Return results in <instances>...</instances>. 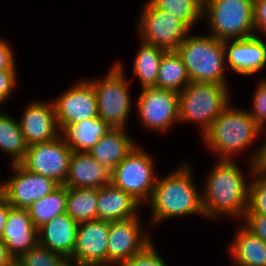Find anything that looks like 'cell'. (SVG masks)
<instances>
[{"mask_svg":"<svg viewBox=\"0 0 266 266\" xmlns=\"http://www.w3.org/2000/svg\"><path fill=\"white\" fill-rule=\"evenodd\" d=\"M111 174V169L101 165L88 152H73L65 186L99 189L111 184Z\"/></svg>","mask_w":266,"mask_h":266,"instance_id":"19","label":"cell"},{"mask_svg":"<svg viewBox=\"0 0 266 266\" xmlns=\"http://www.w3.org/2000/svg\"><path fill=\"white\" fill-rule=\"evenodd\" d=\"M238 228L228 247L234 266H266V242L244 224Z\"/></svg>","mask_w":266,"mask_h":266,"instance_id":"23","label":"cell"},{"mask_svg":"<svg viewBox=\"0 0 266 266\" xmlns=\"http://www.w3.org/2000/svg\"><path fill=\"white\" fill-rule=\"evenodd\" d=\"M255 33L266 36V0H254Z\"/></svg>","mask_w":266,"mask_h":266,"instance_id":"39","label":"cell"},{"mask_svg":"<svg viewBox=\"0 0 266 266\" xmlns=\"http://www.w3.org/2000/svg\"><path fill=\"white\" fill-rule=\"evenodd\" d=\"M10 208V204L3 197L0 198V240L2 239L3 230Z\"/></svg>","mask_w":266,"mask_h":266,"instance_id":"40","label":"cell"},{"mask_svg":"<svg viewBox=\"0 0 266 266\" xmlns=\"http://www.w3.org/2000/svg\"><path fill=\"white\" fill-rule=\"evenodd\" d=\"M192 166L183 161L175 171L158 177L147 202L151 207L150 225L154 226L173 217L205 216L202 192L193 181Z\"/></svg>","mask_w":266,"mask_h":266,"instance_id":"2","label":"cell"},{"mask_svg":"<svg viewBox=\"0 0 266 266\" xmlns=\"http://www.w3.org/2000/svg\"><path fill=\"white\" fill-rule=\"evenodd\" d=\"M154 161L150 153L137 144L112 170L111 184L127 192L142 206L147 204L158 179Z\"/></svg>","mask_w":266,"mask_h":266,"instance_id":"8","label":"cell"},{"mask_svg":"<svg viewBox=\"0 0 266 266\" xmlns=\"http://www.w3.org/2000/svg\"><path fill=\"white\" fill-rule=\"evenodd\" d=\"M262 131L265 130L252 118L249 111L235 108L230 103L202 139L209 152L218 160H235L234 156L255 143Z\"/></svg>","mask_w":266,"mask_h":266,"instance_id":"3","label":"cell"},{"mask_svg":"<svg viewBox=\"0 0 266 266\" xmlns=\"http://www.w3.org/2000/svg\"><path fill=\"white\" fill-rule=\"evenodd\" d=\"M1 240L15 260L38 243V228L27 209L10 208Z\"/></svg>","mask_w":266,"mask_h":266,"instance_id":"18","label":"cell"},{"mask_svg":"<svg viewBox=\"0 0 266 266\" xmlns=\"http://www.w3.org/2000/svg\"><path fill=\"white\" fill-rule=\"evenodd\" d=\"M67 186L59 185L54 191L32 203L27 209L33 224L39 228L66 212Z\"/></svg>","mask_w":266,"mask_h":266,"instance_id":"29","label":"cell"},{"mask_svg":"<svg viewBox=\"0 0 266 266\" xmlns=\"http://www.w3.org/2000/svg\"><path fill=\"white\" fill-rule=\"evenodd\" d=\"M110 222L93 220L78 225L72 266H107Z\"/></svg>","mask_w":266,"mask_h":266,"instance_id":"15","label":"cell"},{"mask_svg":"<svg viewBox=\"0 0 266 266\" xmlns=\"http://www.w3.org/2000/svg\"><path fill=\"white\" fill-rule=\"evenodd\" d=\"M3 197L2 182L0 183V198Z\"/></svg>","mask_w":266,"mask_h":266,"instance_id":"42","label":"cell"},{"mask_svg":"<svg viewBox=\"0 0 266 266\" xmlns=\"http://www.w3.org/2000/svg\"><path fill=\"white\" fill-rule=\"evenodd\" d=\"M142 205L112 184L98 189L97 220L108 222L137 217Z\"/></svg>","mask_w":266,"mask_h":266,"instance_id":"21","label":"cell"},{"mask_svg":"<svg viewBox=\"0 0 266 266\" xmlns=\"http://www.w3.org/2000/svg\"><path fill=\"white\" fill-rule=\"evenodd\" d=\"M14 50L11 44L0 37V71L2 70H17L14 57Z\"/></svg>","mask_w":266,"mask_h":266,"instance_id":"37","label":"cell"},{"mask_svg":"<svg viewBox=\"0 0 266 266\" xmlns=\"http://www.w3.org/2000/svg\"><path fill=\"white\" fill-rule=\"evenodd\" d=\"M52 102L60 130L66 125L98 117L95 91L87 79L76 82Z\"/></svg>","mask_w":266,"mask_h":266,"instance_id":"14","label":"cell"},{"mask_svg":"<svg viewBox=\"0 0 266 266\" xmlns=\"http://www.w3.org/2000/svg\"><path fill=\"white\" fill-rule=\"evenodd\" d=\"M202 6H203V4H204V2H205V0H197Z\"/></svg>","mask_w":266,"mask_h":266,"instance_id":"43","label":"cell"},{"mask_svg":"<svg viewBox=\"0 0 266 266\" xmlns=\"http://www.w3.org/2000/svg\"><path fill=\"white\" fill-rule=\"evenodd\" d=\"M257 237L266 242V216L265 215H245L241 221Z\"/></svg>","mask_w":266,"mask_h":266,"instance_id":"36","label":"cell"},{"mask_svg":"<svg viewBox=\"0 0 266 266\" xmlns=\"http://www.w3.org/2000/svg\"><path fill=\"white\" fill-rule=\"evenodd\" d=\"M252 96V109L248 110L252 118L265 130L266 128V79L262 77ZM265 125V126H264Z\"/></svg>","mask_w":266,"mask_h":266,"instance_id":"34","label":"cell"},{"mask_svg":"<svg viewBox=\"0 0 266 266\" xmlns=\"http://www.w3.org/2000/svg\"><path fill=\"white\" fill-rule=\"evenodd\" d=\"M15 261L14 257L9 253L6 244L0 240V266H9Z\"/></svg>","mask_w":266,"mask_h":266,"instance_id":"41","label":"cell"},{"mask_svg":"<svg viewBox=\"0 0 266 266\" xmlns=\"http://www.w3.org/2000/svg\"><path fill=\"white\" fill-rule=\"evenodd\" d=\"M17 70L0 71V105H3L17 87Z\"/></svg>","mask_w":266,"mask_h":266,"instance_id":"35","label":"cell"},{"mask_svg":"<svg viewBox=\"0 0 266 266\" xmlns=\"http://www.w3.org/2000/svg\"><path fill=\"white\" fill-rule=\"evenodd\" d=\"M19 266H72L70 259L37 243L17 260Z\"/></svg>","mask_w":266,"mask_h":266,"instance_id":"31","label":"cell"},{"mask_svg":"<svg viewBox=\"0 0 266 266\" xmlns=\"http://www.w3.org/2000/svg\"><path fill=\"white\" fill-rule=\"evenodd\" d=\"M9 266H19L17 261H15L13 264L9 265Z\"/></svg>","mask_w":266,"mask_h":266,"instance_id":"44","label":"cell"},{"mask_svg":"<svg viewBox=\"0 0 266 266\" xmlns=\"http://www.w3.org/2000/svg\"><path fill=\"white\" fill-rule=\"evenodd\" d=\"M191 82L228 85L224 41L191 31L177 48Z\"/></svg>","mask_w":266,"mask_h":266,"instance_id":"4","label":"cell"},{"mask_svg":"<svg viewBox=\"0 0 266 266\" xmlns=\"http://www.w3.org/2000/svg\"><path fill=\"white\" fill-rule=\"evenodd\" d=\"M73 150L60 135L56 139L28 145L20 164L30 172L65 185Z\"/></svg>","mask_w":266,"mask_h":266,"instance_id":"11","label":"cell"},{"mask_svg":"<svg viewBox=\"0 0 266 266\" xmlns=\"http://www.w3.org/2000/svg\"><path fill=\"white\" fill-rule=\"evenodd\" d=\"M133 61L134 76L139 79L141 89L156 87L159 66L166 51L141 40Z\"/></svg>","mask_w":266,"mask_h":266,"instance_id":"25","label":"cell"},{"mask_svg":"<svg viewBox=\"0 0 266 266\" xmlns=\"http://www.w3.org/2000/svg\"><path fill=\"white\" fill-rule=\"evenodd\" d=\"M260 35L224 41L225 63L234 73L253 76L266 67V41Z\"/></svg>","mask_w":266,"mask_h":266,"instance_id":"16","label":"cell"},{"mask_svg":"<svg viewBox=\"0 0 266 266\" xmlns=\"http://www.w3.org/2000/svg\"><path fill=\"white\" fill-rule=\"evenodd\" d=\"M97 188L67 187L66 213L78 224L97 220Z\"/></svg>","mask_w":266,"mask_h":266,"instance_id":"27","label":"cell"},{"mask_svg":"<svg viewBox=\"0 0 266 266\" xmlns=\"http://www.w3.org/2000/svg\"><path fill=\"white\" fill-rule=\"evenodd\" d=\"M13 175L2 181L3 198L11 207L28 209L59 185L52 179L30 172L20 163L11 164Z\"/></svg>","mask_w":266,"mask_h":266,"instance_id":"13","label":"cell"},{"mask_svg":"<svg viewBox=\"0 0 266 266\" xmlns=\"http://www.w3.org/2000/svg\"><path fill=\"white\" fill-rule=\"evenodd\" d=\"M27 149L19 121L0 111V150L10 156L11 164H18L24 159Z\"/></svg>","mask_w":266,"mask_h":266,"instance_id":"26","label":"cell"},{"mask_svg":"<svg viewBox=\"0 0 266 266\" xmlns=\"http://www.w3.org/2000/svg\"><path fill=\"white\" fill-rule=\"evenodd\" d=\"M123 65L122 62L112 64L102 79H87L95 91L98 117L111 128H126L132 108L130 81Z\"/></svg>","mask_w":266,"mask_h":266,"instance_id":"7","label":"cell"},{"mask_svg":"<svg viewBox=\"0 0 266 266\" xmlns=\"http://www.w3.org/2000/svg\"><path fill=\"white\" fill-rule=\"evenodd\" d=\"M236 160H216L204 184L202 205L205 217L215 221L222 216L236 220L245 217L249 183ZM221 216V217H220Z\"/></svg>","mask_w":266,"mask_h":266,"instance_id":"1","label":"cell"},{"mask_svg":"<svg viewBox=\"0 0 266 266\" xmlns=\"http://www.w3.org/2000/svg\"><path fill=\"white\" fill-rule=\"evenodd\" d=\"M186 67L177 52H166L159 66L156 87L180 93L189 83Z\"/></svg>","mask_w":266,"mask_h":266,"instance_id":"28","label":"cell"},{"mask_svg":"<svg viewBox=\"0 0 266 266\" xmlns=\"http://www.w3.org/2000/svg\"><path fill=\"white\" fill-rule=\"evenodd\" d=\"M157 9L164 10L183 21L191 30L201 21L203 6L197 0H149ZM200 20V21H199Z\"/></svg>","mask_w":266,"mask_h":266,"instance_id":"30","label":"cell"},{"mask_svg":"<svg viewBox=\"0 0 266 266\" xmlns=\"http://www.w3.org/2000/svg\"><path fill=\"white\" fill-rule=\"evenodd\" d=\"M23 111L19 123L28 145L47 142L61 135L52 100L46 102L36 98Z\"/></svg>","mask_w":266,"mask_h":266,"instance_id":"17","label":"cell"},{"mask_svg":"<svg viewBox=\"0 0 266 266\" xmlns=\"http://www.w3.org/2000/svg\"><path fill=\"white\" fill-rule=\"evenodd\" d=\"M136 104L138 119L147 130L164 133L179 122L177 92L157 87L143 88Z\"/></svg>","mask_w":266,"mask_h":266,"instance_id":"10","label":"cell"},{"mask_svg":"<svg viewBox=\"0 0 266 266\" xmlns=\"http://www.w3.org/2000/svg\"><path fill=\"white\" fill-rule=\"evenodd\" d=\"M156 248L154 242H151L141 252L133 255L121 266H167Z\"/></svg>","mask_w":266,"mask_h":266,"instance_id":"33","label":"cell"},{"mask_svg":"<svg viewBox=\"0 0 266 266\" xmlns=\"http://www.w3.org/2000/svg\"><path fill=\"white\" fill-rule=\"evenodd\" d=\"M78 223L66 212L38 228V243L68 259L74 252Z\"/></svg>","mask_w":266,"mask_h":266,"instance_id":"20","label":"cell"},{"mask_svg":"<svg viewBox=\"0 0 266 266\" xmlns=\"http://www.w3.org/2000/svg\"><path fill=\"white\" fill-rule=\"evenodd\" d=\"M229 90L228 85L190 82L178 93L179 123H196L203 136L231 103Z\"/></svg>","mask_w":266,"mask_h":266,"instance_id":"5","label":"cell"},{"mask_svg":"<svg viewBox=\"0 0 266 266\" xmlns=\"http://www.w3.org/2000/svg\"><path fill=\"white\" fill-rule=\"evenodd\" d=\"M139 217L110 222L107 266H121L153 241Z\"/></svg>","mask_w":266,"mask_h":266,"instance_id":"12","label":"cell"},{"mask_svg":"<svg viewBox=\"0 0 266 266\" xmlns=\"http://www.w3.org/2000/svg\"><path fill=\"white\" fill-rule=\"evenodd\" d=\"M126 128H110L88 153L101 165L113 170L137 145Z\"/></svg>","mask_w":266,"mask_h":266,"instance_id":"22","label":"cell"},{"mask_svg":"<svg viewBox=\"0 0 266 266\" xmlns=\"http://www.w3.org/2000/svg\"><path fill=\"white\" fill-rule=\"evenodd\" d=\"M250 183L248 208L245 215L266 216V176H260L253 172V164L250 163Z\"/></svg>","mask_w":266,"mask_h":266,"instance_id":"32","label":"cell"},{"mask_svg":"<svg viewBox=\"0 0 266 266\" xmlns=\"http://www.w3.org/2000/svg\"><path fill=\"white\" fill-rule=\"evenodd\" d=\"M141 9L137 26L140 39L166 52H176L191 29L174 15L157 9L149 0Z\"/></svg>","mask_w":266,"mask_h":266,"instance_id":"9","label":"cell"},{"mask_svg":"<svg viewBox=\"0 0 266 266\" xmlns=\"http://www.w3.org/2000/svg\"><path fill=\"white\" fill-rule=\"evenodd\" d=\"M202 17L207 19L208 34L218 40L256 35L254 0H205Z\"/></svg>","mask_w":266,"mask_h":266,"instance_id":"6","label":"cell"},{"mask_svg":"<svg viewBox=\"0 0 266 266\" xmlns=\"http://www.w3.org/2000/svg\"><path fill=\"white\" fill-rule=\"evenodd\" d=\"M253 155H250L249 163L253 164V172L266 176V139L260 142L259 148L254 150Z\"/></svg>","mask_w":266,"mask_h":266,"instance_id":"38","label":"cell"},{"mask_svg":"<svg viewBox=\"0 0 266 266\" xmlns=\"http://www.w3.org/2000/svg\"><path fill=\"white\" fill-rule=\"evenodd\" d=\"M110 126L99 117L66 125L61 136L73 152H88L109 130Z\"/></svg>","mask_w":266,"mask_h":266,"instance_id":"24","label":"cell"}]
</instances>
